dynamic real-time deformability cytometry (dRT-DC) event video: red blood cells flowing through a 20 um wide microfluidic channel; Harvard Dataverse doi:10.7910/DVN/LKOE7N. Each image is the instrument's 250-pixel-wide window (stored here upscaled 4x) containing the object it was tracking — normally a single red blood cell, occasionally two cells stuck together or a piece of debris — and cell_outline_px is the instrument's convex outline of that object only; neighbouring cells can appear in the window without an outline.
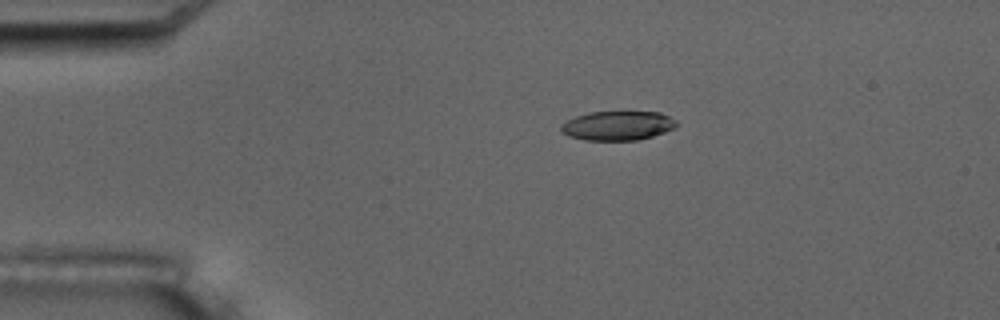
{"species": "common noctule bat (a hibernating species)", "species_latin": "Nyctalus noctula", "temperature_condition": "room temperature", "stored_images_in_passage": 4, "camera_frame_rate_fps": 3000, "um_per_image_px": 0.085, "animal": {"sex": "male", "body_mass_g": 17.5, "forearm_length_mm": 52.3}, "frame": {"image": 1, "passage_image": 3, "time_ms": 3.0, "image_size_px": [1000, 320], "cell_outline_px": [[676, 128], [652, 136], [636, 140], [584, 140], [568, 136], [560, 132], [560, 124], [576, 116], [588, 112], [660, 112], [676, 120]], "centroid_in_image_um": [52.47, 10.68], "position_along_channel_um": 32.5, "area_um2": 19.71}}